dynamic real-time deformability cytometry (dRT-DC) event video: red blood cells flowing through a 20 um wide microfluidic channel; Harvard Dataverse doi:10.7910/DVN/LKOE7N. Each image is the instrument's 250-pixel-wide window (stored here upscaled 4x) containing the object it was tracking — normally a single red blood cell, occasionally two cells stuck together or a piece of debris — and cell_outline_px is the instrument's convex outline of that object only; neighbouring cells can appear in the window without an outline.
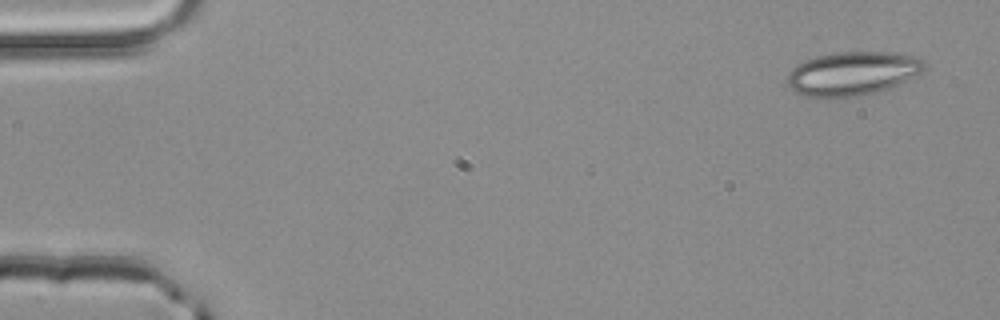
{"species": "common noctule bat (a hibernating species)", "species_latin": "Nyctalus noctula", "temperature_condition": "room temperature", "stored_images_in_passage": 4, "camera_frame_rate_fps": 3000, "um_per_image_px": 0.085, "animal": {"sex": "male", "body_mass_g": 20.4}, "frame": {"image": 1, "passage_image": 1, "time_ms": 0.0, "image_size_px": [1000, 320], "cell_outline_px": [[924, 68], [920, 72], [888, 88], [876, 92], [856, 96], [804, 96], [796, 92], [788, 84], [788, 72], [796, 64], [804, 60], [816, 56], [836, 52], [888, 52], [920, 56], [924, 60]], "centroid_in_image_um": [72.44, 6.21], "position_along_channel_um": 12.6, "area_um2": 34.45}}